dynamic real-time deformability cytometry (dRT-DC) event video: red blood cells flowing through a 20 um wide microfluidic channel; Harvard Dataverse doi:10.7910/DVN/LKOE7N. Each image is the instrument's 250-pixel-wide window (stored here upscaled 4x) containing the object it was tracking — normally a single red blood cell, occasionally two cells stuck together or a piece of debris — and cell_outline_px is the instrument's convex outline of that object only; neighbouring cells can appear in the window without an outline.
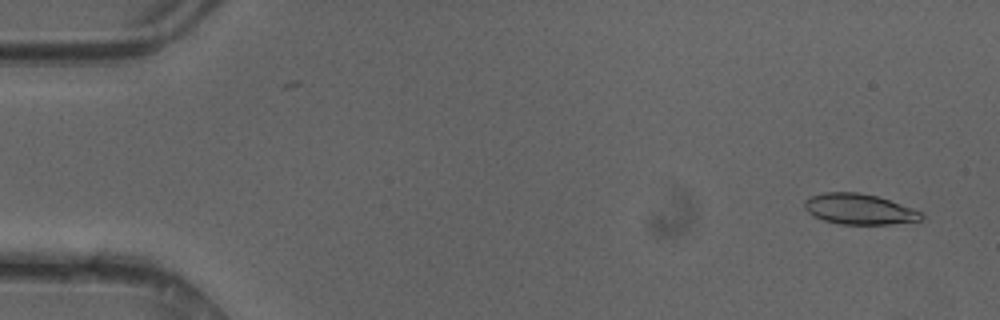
{"species": "common noctule bat (a hibernating species)", "species_latin": "Nyctalus noctula", "temperature_condition": "cold", "stored_images_in_passage": 49, "camera_frame_rate_fps": 3000, "um_per_image_px": 0.085, "animal": {"sex": "female"}, "frame": {"image": 1, "passage_image": 3, "time_ms": 0.667, "image_size_px": [1000, 320], "cell_outline_px": [[924, 216], [920, 220], [892, 224], [840, 224], [824, 220], [812, 216], [804, 208], [804, 200], [812, 196], [824, 192], [856, 192], [876, 196], [912, 208], [920, 212]], "centroid_in_image_um": [72.99, 17.78], "position_along_channel_um": 12.0, "area_um2": 20.63}}
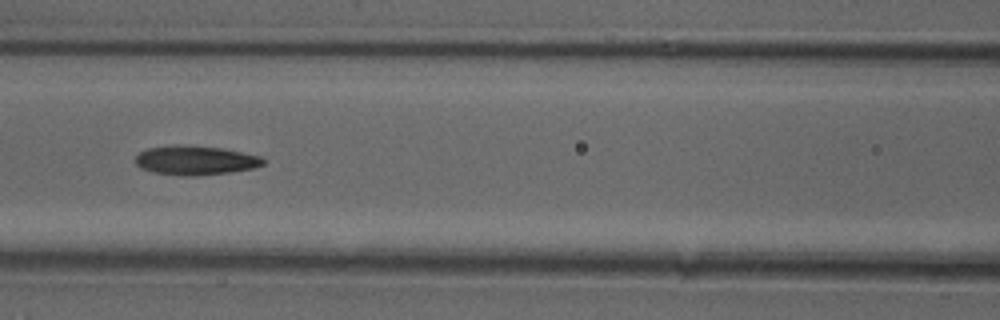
{"frame": {"image": 2, "passage_image": 22, "time_ms": 7.0, "image_size_px": [1000, 320], "cell_outline_px": [[264, 164], [252, 168], [228, 172], [196, 176], [180, 176], [152, 172], [140, 168], [136, 164], [136, 156], [140, 152], [148, 148], [176, 144], [180, 144], [224, 148], [260, 156], [264, 160]], "centroid_in_image_um": [16.57, 13.62], "position_along_channel_um": 150.0, "area_um2": 21.85}}
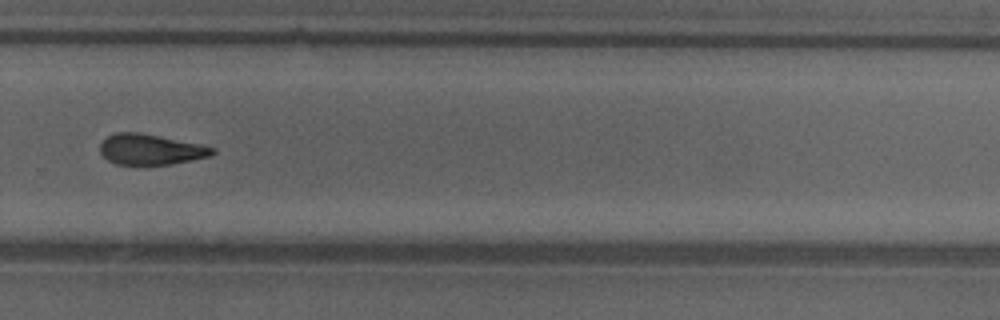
{"frame": {"image": 3, "passage_image": 34, "time_ms": 11.0, "image_size_px": [1000, 320], "cell_outline_px": [[216, 152], [208, 156], [192, 160], [168, 164], [116, 164], [108, 160], [100, 152], [100, 144], [108, 136], [116, 132], [136, 132], [200, 144], [216, 148]], "centroid_in_image_um": [12.79, 12.7], "position_along_channel_um": 317.0, "area_um2": 19.65}, "authors_computed_cell_mechanics": {"area_um2": 21.0392, "velocity_mm_per_s": 4.1942, "shape_relaxation_time_tau1_ms": 4.8966, "shape_relaxation_time_tau2_ms": 6.7116, "deformation_change_tau1": 0.1531, "deformation_change_tau2": 0.1761}}